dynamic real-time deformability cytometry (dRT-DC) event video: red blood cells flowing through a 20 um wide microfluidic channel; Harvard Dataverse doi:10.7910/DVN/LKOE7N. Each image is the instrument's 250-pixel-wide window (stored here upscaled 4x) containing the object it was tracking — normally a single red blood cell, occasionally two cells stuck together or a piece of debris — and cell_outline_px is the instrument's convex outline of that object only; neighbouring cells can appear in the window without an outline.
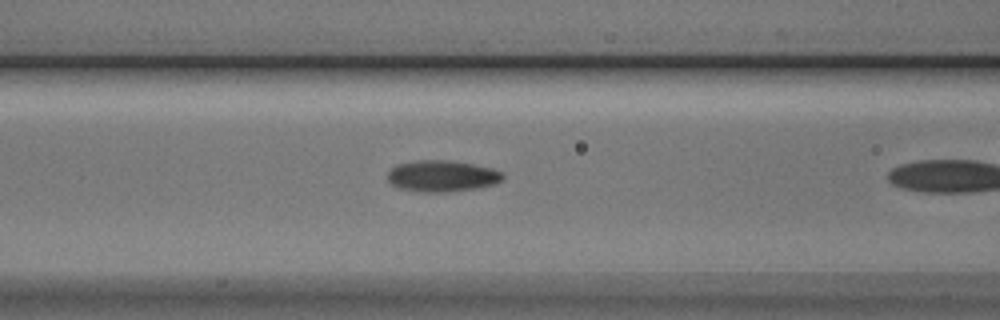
{"species": "Egyptian fruit bat (a non-hibernating species)", "species_latin": "Rousettus aegyptiacus", "temperature_condition": "cold", "stored_images_in_passage": 20, "camera_frame_rate_fps": 3000, "um_per_image_px": 0.085, "animal": {"sex": "male"}, "frame": {"image": 1, "passage_image": 9, "time_ms": 2.667, "image_size_px": [1000, 320], "cell_outline_px": [[504, 180], [496, 184], [476, 188], [448, 192], [420, 192], [396, 188], [388, 180], [388, 172], [396, 164], [420, 160], [448, 160], [472, 164], [492, 168], [504, 172]], "centroid_in_image_um": [37.59, 14.97], "position_along_channel_um": 129.0, "area_um2": 21.27}}
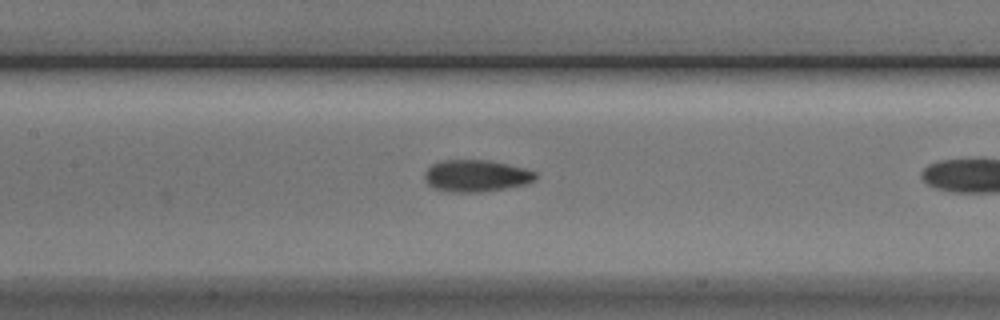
{"frame": {"image": 2, "passage_image": 12, "time_ms": 3.667, "image_size_px": [1000, 320], "cell_outline_px": [[536, 180], [528, 184], [484, 192], [448, 192], [432, 188], [424, 180], [424, 172], [432, 164], [444, 160], [488, 160], [508, 164], [524, 168], [536, 172]], "centroid_in_image_um": [40.47, 14.95], "position_along_channel_um": 166.9, "area_um2": 20.87}}
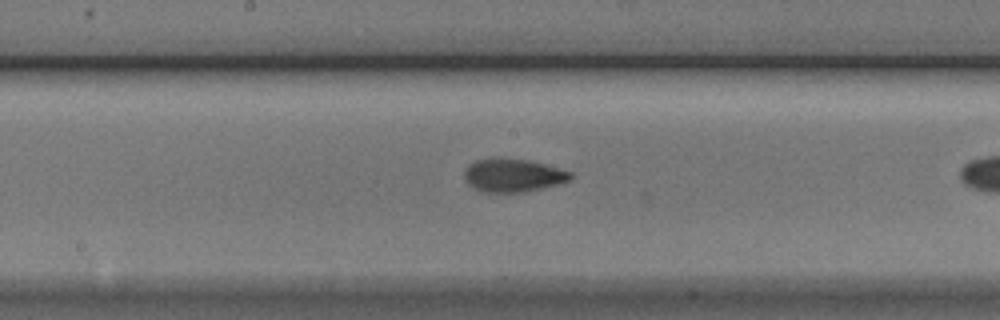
{"frame": {"image": 3, "passage_image": 15, "time_ms": 4.667, "image_size_px": [1000, 320], "cell_outline_px": [[572, 180], [560, 184], [524, 192], [480, 192], [472, 188], [464, 180], [464, 168], [468, 164], [476, 160], [492, 156], [528, 160], [544, 164], [572, 172]], "centroid_in_image_um": [43.55, 14.89], "position_along_channel_um": 204.6, "area_um2": 21.1}}